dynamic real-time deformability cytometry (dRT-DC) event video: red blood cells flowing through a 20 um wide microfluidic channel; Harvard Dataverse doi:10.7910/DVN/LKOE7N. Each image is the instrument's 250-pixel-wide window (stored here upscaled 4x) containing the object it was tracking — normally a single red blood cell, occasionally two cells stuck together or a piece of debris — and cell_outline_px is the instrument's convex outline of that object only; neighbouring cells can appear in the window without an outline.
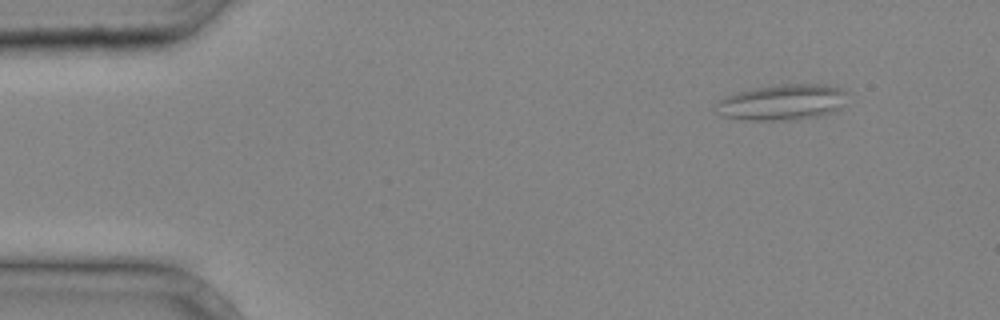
{"species": "common noctule bat (a hibernating species)", "species_latin": "Nyctalus noctula", "temperature_condition": "cold", "stored_images_in_passage": 3, "camera_frame_rate_fps": 3000, "um_per_image_px": 0.085, "animal": {"sex": "male", "body_mass_g": 20.4}, "frame": {"image": 1, "passage_image": 1, "time_ms": 0.0, "image_size_px": [1000, 320], "cell_outline_px": [[848, 92], [840, 108], [836, 112], [816, 116], [792, 120], [744, 120], [720, 116], [712, 108], [716, 100], [724, 96], [736, 92], [752, 88], [784, 84], [824, 84], [840, 88]], "centroid_in_image_um": [66.41, 8.7], "position_along_channel_um": 18.6, "area_um2": 27.92}}